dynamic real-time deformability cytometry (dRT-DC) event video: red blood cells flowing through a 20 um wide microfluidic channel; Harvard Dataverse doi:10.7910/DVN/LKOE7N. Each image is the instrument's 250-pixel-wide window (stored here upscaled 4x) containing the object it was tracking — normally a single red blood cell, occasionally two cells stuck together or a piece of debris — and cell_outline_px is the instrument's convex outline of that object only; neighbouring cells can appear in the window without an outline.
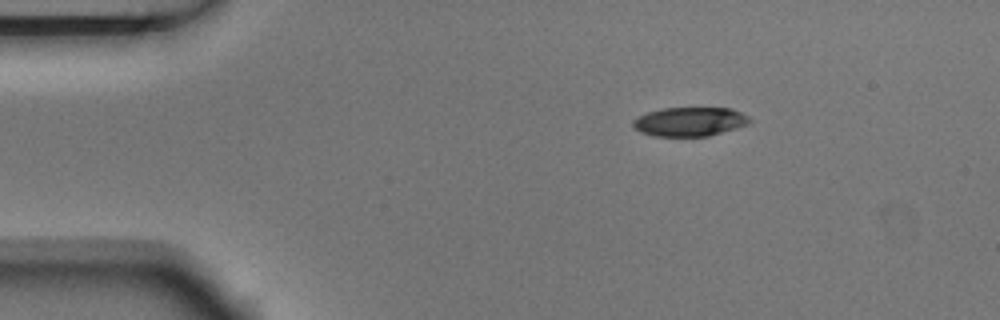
{"species": "Egyptian fruit bat (a non-hibernating species)", "species_latin": "Rousettus aegyptiacus", "temperature_condition": "room temperature", "stored_images_in_passage": 4, "camera_frame_rate_fps": 3000, "um_per_image_px": 0.085, "animal": {"sex": "male"}, "frame": {"image": 1, "passage_image": 2, "time_ms": 0.333, "image_size_px": [1000, 320], "cell_outline_px": [[752, 120], [748, 124], [736, 128], [708, 136], [652, 136], [640, 132], [632, 124], [632, 120], [648, 112], [660, 108], [732, 108], [748, 116]], "centroid_in_image_um": [58.63, 10.34], "position_along_channel_um": 26.4, "area_um2": 19.71}}
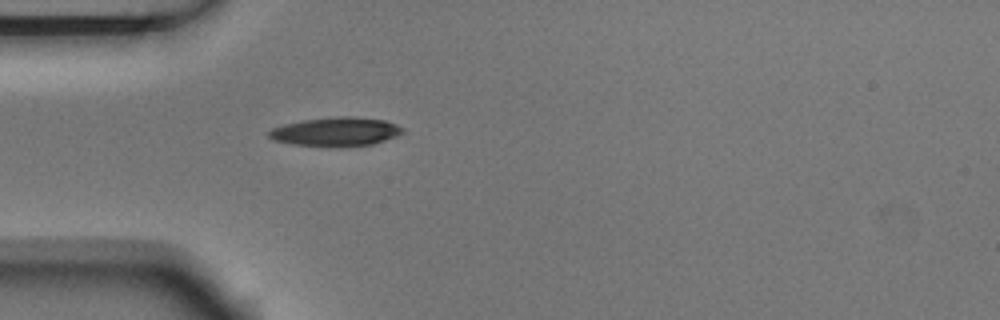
{"frame": {"image": 2, "passage_image": 4, "time_ms": 1.0, "image_size_px": [1000, 320], "cell_outline_px": [[404, 132], [396, 136], [372, 144], [292, 144], [272, 140], [268, 136], [268, 132], [272, 128], [284, 124], [300, 120], [336, 116], [352, 116], [384, 120], [396, 124], [404, 128]], "centroid_in_image_um": [28.53, 11.14], "position_along_channel_um": 56.5, "area_um2": 21.73}}